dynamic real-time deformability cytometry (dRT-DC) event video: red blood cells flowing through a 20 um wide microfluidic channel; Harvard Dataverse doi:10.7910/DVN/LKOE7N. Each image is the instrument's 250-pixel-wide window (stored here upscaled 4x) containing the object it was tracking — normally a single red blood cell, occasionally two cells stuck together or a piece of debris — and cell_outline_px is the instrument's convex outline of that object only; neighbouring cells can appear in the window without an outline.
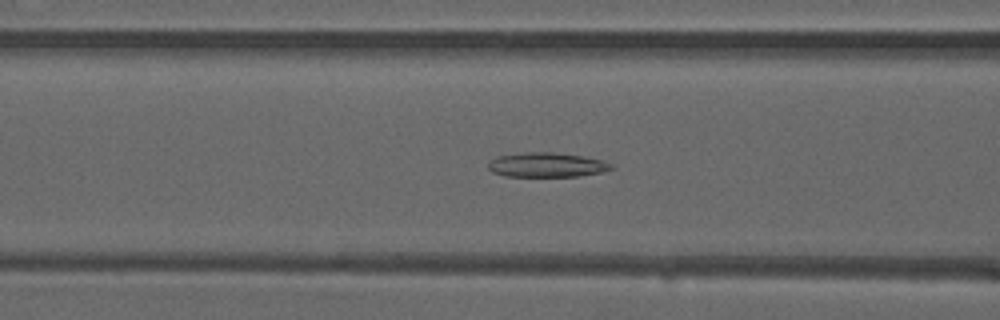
{"species": "common noctule bat (a hibernating species)", "species_latin": "Nyctalus noctula", "temperature_condition": "warm", "stored_images_in_passage": 51, "camera_frame_rate_fps": 3000, "um_per_image_px": 0.085, "animal": {"sex": "male", "forearm_length_mm": 52.5}, "frame": {"image": 1, "passage_image": 21, "time_ms": 6.667, "image_size_px": [1000, 320], "cell_outline_px": [[616, 168], [600, 172], [576, 176], [504, 176], [492, 172], [488, 168], [488, 164], [496, 156], [524, 152], [552, 152], [580, 156], [600, 160], [612, 164]], "centroid_in_image_um": [46.43, 14.01], "position_along_channel_um": 120.2, "area_um2": 17.4}}
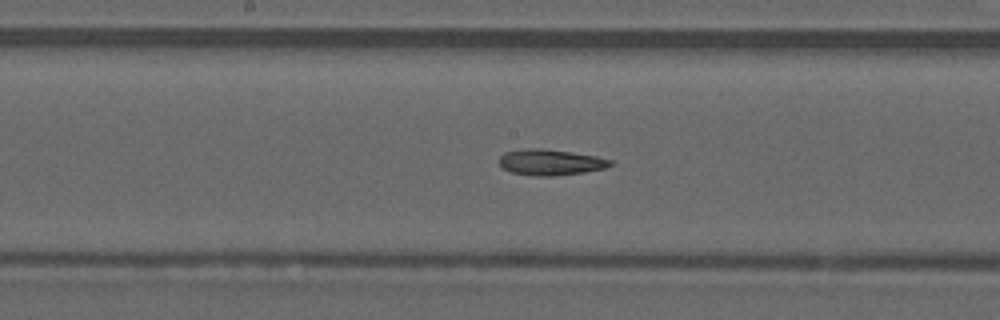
{"frame": {"image": 2, "passage_image": 27, "time_ms": 8.667, "image_size_px": [1000, 320], "cell_outline_px": [[612, 164], [604, 168], [584, 172], [552, 176], [540, 176], [512, 172], [504, 168], [500, 164], [500, 156], [504, 152], [524, 148], [540, 148], [572, 152], [596, 156], [612, 160]], "centroid_in_image_um": [46.79, 13.78], "position_along_channel_um": 201.4, "area_um2": 16.59}}
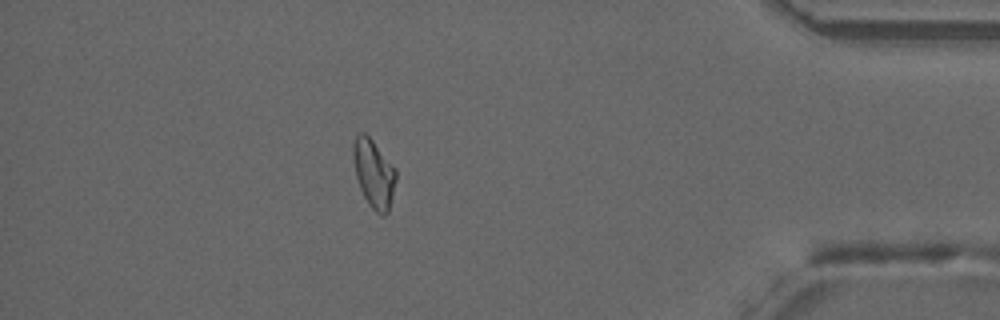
{"frame": {"image": 3, "passage_image": 45, "time_ms": 14.667, "image_size_px": [1000, 320], "cell_outline_px": [[396, 180], [388, 212], [384, 216], [380, 216], [368, 204], [360, 188], [356, 176], [352, 156], [352, 144], [356, 136], [360, 132], [364, 132], [372, 140], [396, 168]], "centroid_in_image_um": [31.76, 14.75], "position_along_channel_um": 403.4, "area_um2": 17.05}, "authors_computed_cell_mechanics": {"area_um2": 17.34, "velocity_mm_per_s": 4.0619, "shape_relaxation_time_tau1_ms": null, "shape_relaxation_time_tau2_ms": 5.8684, "deformation_change_tau1": null, "deformation_change_tau2": 0.1374}}